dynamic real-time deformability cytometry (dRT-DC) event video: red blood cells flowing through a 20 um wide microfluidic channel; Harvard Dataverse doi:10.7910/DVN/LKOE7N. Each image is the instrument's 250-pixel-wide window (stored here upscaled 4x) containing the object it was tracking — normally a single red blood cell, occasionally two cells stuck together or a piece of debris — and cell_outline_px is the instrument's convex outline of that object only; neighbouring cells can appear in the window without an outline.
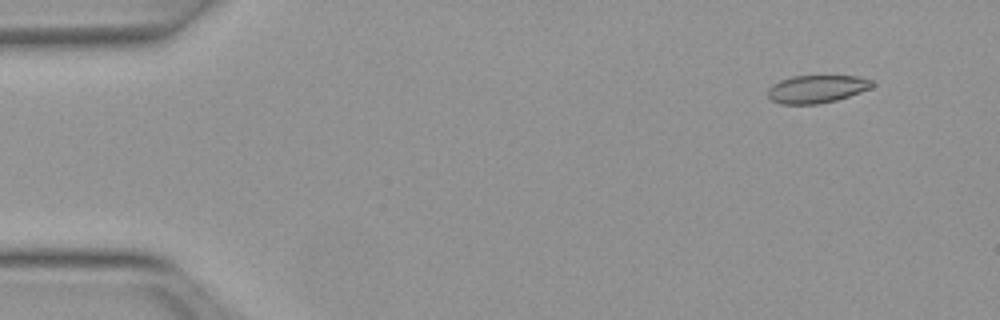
{"species": "Egyptian fruit bat (a non-hibernating species)", "species_latin": "Rousettus aegyptiacus", "temperature_condition": "warm", "stored_images_in_passage": 52, "camera_frame_rate_fps": 3000, "um_per_image_px": 0.085, "animal": {"sex": "female"}, "frame": {"image": 1, "passage_image": 5, "time_ms": 1.333, "image_size_px": [1000, 320], "cell_outline_px": [[876, 84], [872, 88], [836, 100], [820, 104], [780, 104], [772, 100], [768, 96], [768, 88], [772, 84], [780, 80], [792, 76], [860, 76], [872, 80]], "centroid_in_image_um": [69.44, 7.56], "position_along_channel_um": 15.6, "area_um2": 17.05}}
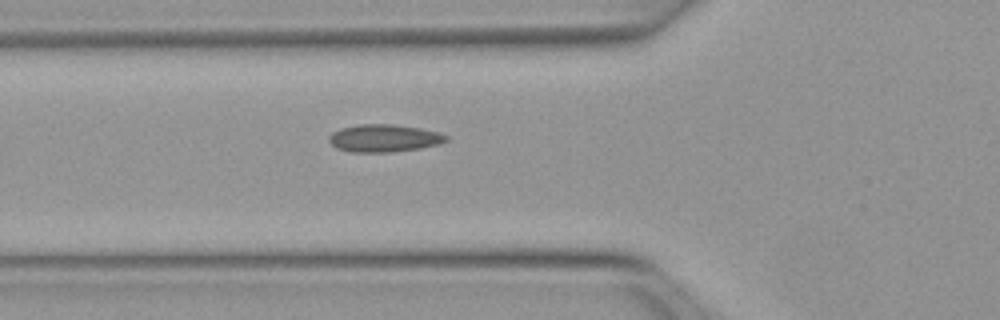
{"frame": {"image": 2, "passage_image": 19, "time_ms": 6.0, "image_size_px": [1000, 320], "cell_outline_px": [[448, 140], [440, 144], [420, 148], [392, 152], [352, 152], [336, 148], [328, 140], [328, 136], [332, 132], [340, 128], [360, 124], [392, 124], [420, 128], [436, 132], [448, 136]], "centroid_in_image_um": [32.62, 11.74], "position_along_channel_um": 93.2, "area_um2": 18.84}}
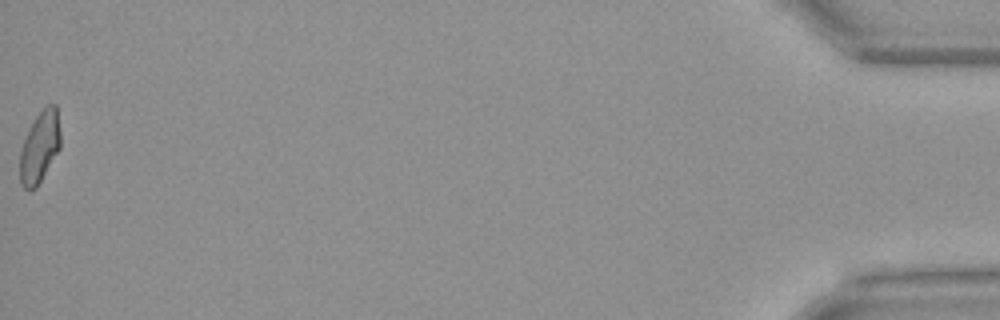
{"frame": {"image": 3, "passage_image": 52, "time_ms": 17.0, "image_size_px": [1000, 320], "cell_outline_px": [[60, 148], [36, 188], [32, 192], [28, 192], [20, 184], [20, 152], [24, 140], [32, 120], [48, 104], [56, 104], [60, 132]], "centroid_in_image_um": [3.36, 12.53], "position_along_channel_um": 431.8, "area_um2": 16.94}, "authors_computed_cell_mechanics": {"area_um2": 17.34, "velocity_mm_per_s": 4.0057, "shape_relaxation_time_tau1_ms": null, "shape_relaxation_time_tau2_ms": 1.398, "deformation_change_tau1": null, "deformation_change_tau2": 0.062}}